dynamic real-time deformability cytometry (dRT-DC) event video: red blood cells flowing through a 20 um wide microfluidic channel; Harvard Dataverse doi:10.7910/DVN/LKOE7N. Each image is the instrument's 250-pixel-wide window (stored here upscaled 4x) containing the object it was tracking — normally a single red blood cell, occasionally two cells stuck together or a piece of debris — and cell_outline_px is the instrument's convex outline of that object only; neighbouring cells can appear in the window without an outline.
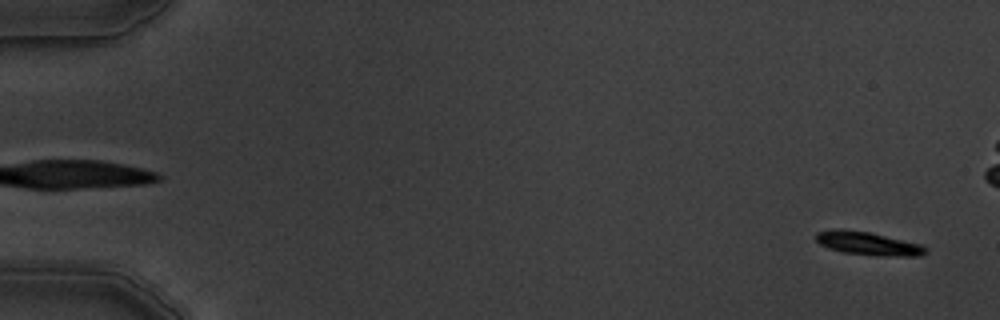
{"species": "common noctule bat (a hibernating species)", "species_latin": "Nyctalus noctula", "temperature_condition": "warm", "stored_images_in_passage": 6, "segment_of_instrument_passage": [2, 2], "camera_frame_rate_fps": 3000, "um_per_image_px": 0.085, "animal": {"sex": "male", "body_mass_g": 19.5, "forearm_length_mm": 54.6}, "frame": {"image": 1, "passage_image": 6, "time_ms": 6.0, "image_size_px": [1000, 320], "cell_outline_px": [[928, 252], [920, 256], [880, 256], [844, 252], [828, 248], [820, 244], [816, 240], [816, 232], [832, 228], [844, 228], [868, 232], [924, 244], [928, 248]], "centroid_in_image_um": [73.82, 20.68], "position_along_channel_um": 11.2, "area_um2": 15.2}}